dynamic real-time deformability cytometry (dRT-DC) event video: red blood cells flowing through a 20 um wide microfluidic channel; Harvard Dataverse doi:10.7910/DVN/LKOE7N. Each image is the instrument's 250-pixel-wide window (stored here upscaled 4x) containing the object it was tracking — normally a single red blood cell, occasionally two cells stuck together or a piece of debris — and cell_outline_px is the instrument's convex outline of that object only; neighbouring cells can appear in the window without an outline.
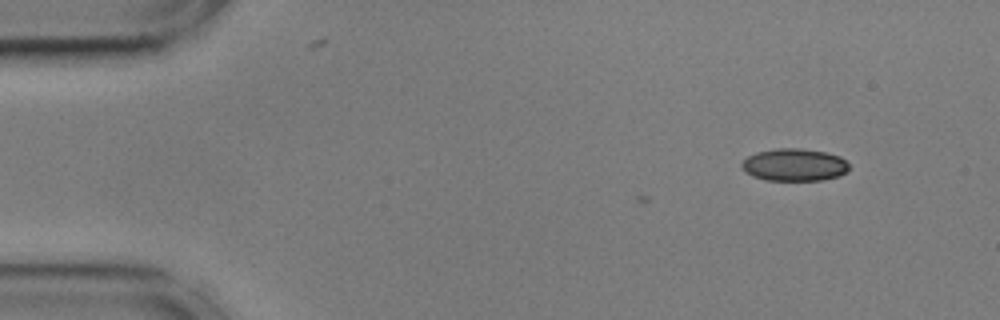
{"species": "common noctule bat (a hibernating species)", "species_latin": "Nyctalus noctula", "temperature_condition": "cold", "stored_images_in_passage": 7, "camera_frame_rate_fps": 3000, "um_per_image_px": 0.085, "animal": {"sex": "male", "body_mass_g": 17.9, "forearm_length_mm": 54.2}, "frame": {"image": 1, "passage_image": 1, "time_ms": 0.0, "image_size_px": [1000, 320], "cell_outline_px": [[848, 172], [840, 176], [820, 180], [764, 180], [752, 176], [744, 172], [740, 168], [740, 164], [748, 156], [756, 152], [776, 148], [800, 148], [824, 152], [840, 156], [848, 164]], "centroid_in_image_um": [67.48, 14.01], "position_along_channel_um": 17.5, "area_um2": 20.46}}